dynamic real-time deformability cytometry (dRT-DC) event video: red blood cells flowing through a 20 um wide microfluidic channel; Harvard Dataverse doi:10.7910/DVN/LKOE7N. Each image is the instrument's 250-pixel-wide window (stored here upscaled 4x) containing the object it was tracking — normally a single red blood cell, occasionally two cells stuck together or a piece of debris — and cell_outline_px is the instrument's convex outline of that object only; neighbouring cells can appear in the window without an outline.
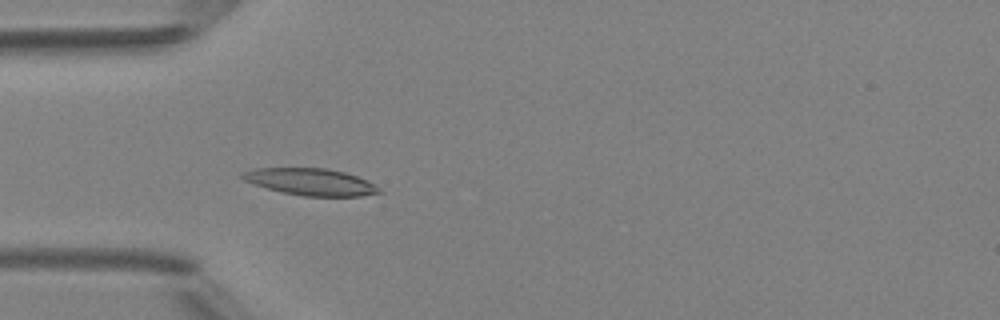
{"species": "Egyptian fruit bat (a non-hibernating species)", "species_latin": "Rousettus aegyptiacus", "temperature_condition": "room temperature", "stored_images_in_passage": 50, "camera_frame_rate_fps": 3000, "um_per_image_px": 0.085, "animal": {"sex": "female"}, "frame": {"image": 1, "passage_image": 16, "time_ms": 5.0, "image_size_px": [1000, 320], "cell_outline_px": [[384, 192], [360, 196], [304, 196], [284, 192], [268, 188], [244, 180], [240, 176], [240, 172], [256, 168], [328, 168], [344, 172], [368, 180], [380, 188]], "centroid_in_image_um": [26.44, 15.45], "position_along_channel_um": 58.6, "area_um2": 21.33}}
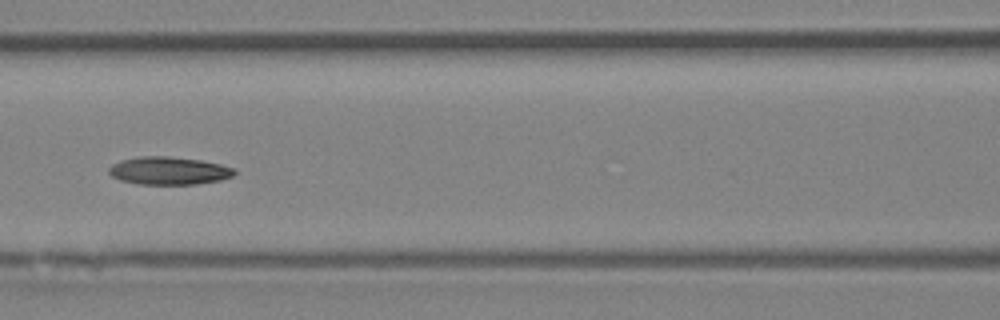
{"frame": {"image": 2, "passage_image": 23, "time_ms": 7.333, "image_size_px": [1000, 320], "cell_outline_px": [[236, 172], [232, 176], [220, 180], [196, 184], [140, 184], [120, 180], [112, 176], [108, 172], [108, 168], [112, 164], [120, 160], [140, 156], [168, 156], [200, 160], [220, 164], [236, 168]], "centroid_in_image_um": [14.34, 14.5], "position_along_channel_um": 152.3, "area_um2": 20.4}}
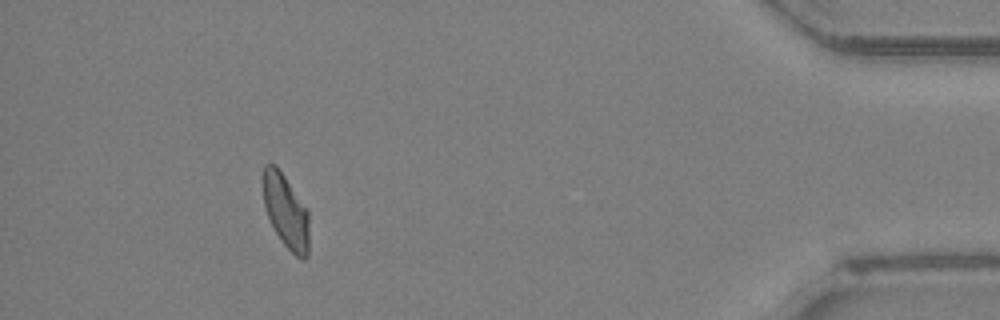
{"frame": {"image": 3, "passage_image": 46, "time_ms": 15.0, "image_size_px": [1000, 320], "cell_outline_px": [[308, 256], [304, 260], [300, 260], [280, 240], [268, 216], [264, 204], [264, 164], [276, 164], [308, 208]], "centroid_in_image_um": [24.33, 17.97], "position_along_channel_um": 410.9, "area_um2": 19.71}, "authors_computed_cell_mechanics": {"area_um2": 20.4901, "velocity_mm_per_s": 4.162, "shape_relaxation_time_tau1_ms": 10.0564, "shape_relaxation_time_tau2_ms": 5.1023, "deformation_change_tau1": 0.169, "deformation_change_tau2": 0.1144}}